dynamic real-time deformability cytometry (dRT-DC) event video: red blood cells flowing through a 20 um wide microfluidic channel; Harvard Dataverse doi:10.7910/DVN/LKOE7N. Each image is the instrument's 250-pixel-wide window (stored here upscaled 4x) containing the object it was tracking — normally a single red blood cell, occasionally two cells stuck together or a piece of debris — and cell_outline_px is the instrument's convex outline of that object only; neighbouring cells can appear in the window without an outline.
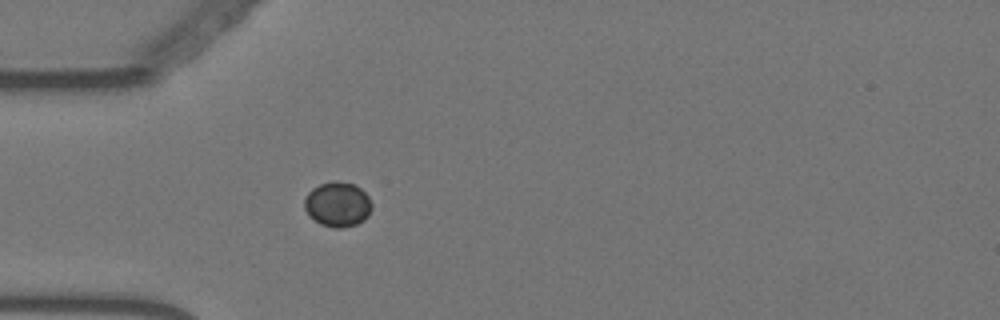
{"species": "Egyptian fruit bat (a non-hibernating species)", "species_latin": "Rousettus aegyptiacus", "temperature_condition": "warm", "stored_images_in_passage": 30, "camera_frame_rate_fps": 3000, "um_per_image_px": 0.085, "animal": {"sex": "female"}, "frame": {"image": 1, "passage_image": 18, "time_ms": 5.667, "image_size_px": [1000, 320], "cell_outline_px": [[372, 208], [368, 216], [364, 220], [356, 224], [344, 228], [336, 228], [320, 224], [304, 208], [304, 200], [308, 192], [312, 188], [320, 184], [332, 180], [336, 180], [352, 184], [360, 188], [368, 196], [372, 204]], "centroid_in_image_um": [28.71, 17.36], "position_along_channel_um": 56.3, "area_um2": 17.57}}
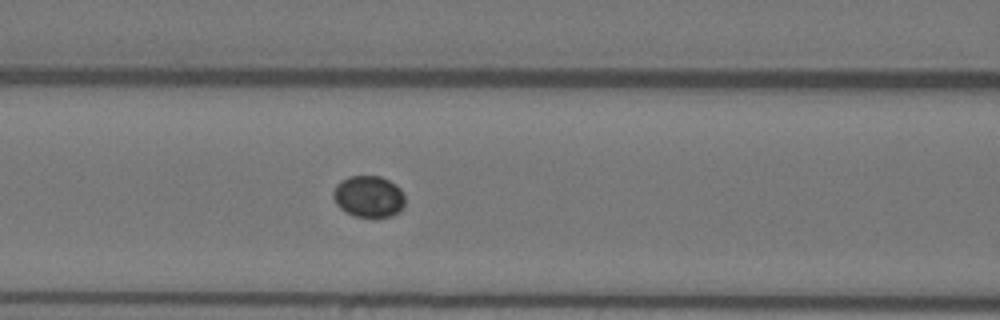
{"frame": {"image": 2, "passage_image": 25, "time_ms": 8.0, "image_size_px": [1000, 320], "cell_outline_px": [[404, 208], [400, 212], [392, 216], [376, 220], [356, 216], [340, 208], [336, 204], [332, 196], [332, 192], [336, 184], [340, 180], [348, 176], [380, 176], [396, 184], [404, 192]], "centroid_in_image_um": [31.36, 16.73], "position_along_channel_um": 135.2, "area_um2": 18.03}}
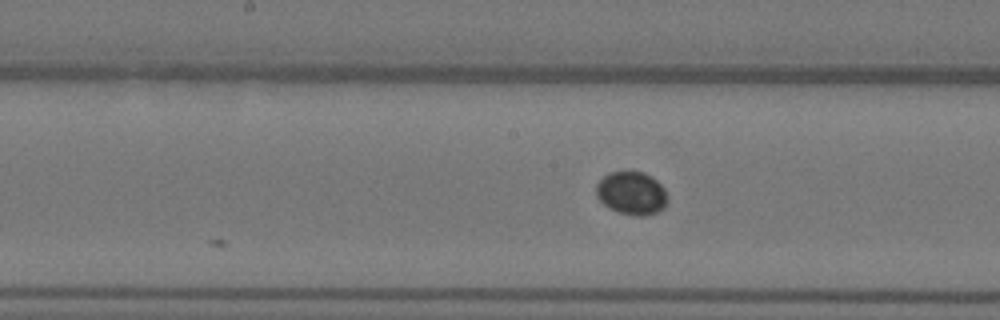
{"frame": {"image": 3, "passage_image": 30, "time_ms": 9.667, "image_size_px": [1000, 320], "cell_outline_px": [[668, 200], [664, 208], [656, 212], [640, 216], [636, 216], [620, 212], [608, 208], [596, 196], [596, 184], [608, 172], [644, 172], [652, 176], [664, 188], [668, 196]], "centroid_in_image_um": [53.69, 16.41], "position_along_channel_um": 194.5, "area_um2": 17.92}}